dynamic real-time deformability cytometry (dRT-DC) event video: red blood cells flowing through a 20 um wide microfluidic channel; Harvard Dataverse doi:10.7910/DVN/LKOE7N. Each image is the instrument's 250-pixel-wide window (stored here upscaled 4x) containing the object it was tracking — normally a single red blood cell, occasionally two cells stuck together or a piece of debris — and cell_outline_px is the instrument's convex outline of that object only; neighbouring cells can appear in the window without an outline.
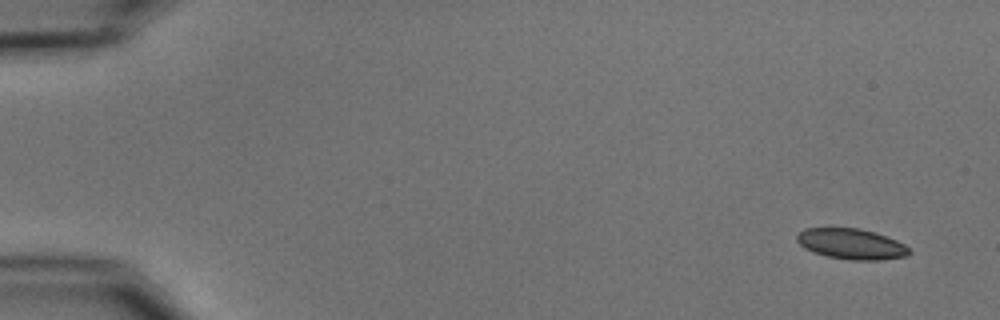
{"species": "common noctule bat (a hibernating species)", "species_latin": "Nyctalus noctula", "temperature_condition": "cold", "stored_images_in_passage": 53, "camera_frame_rate_fps": 3000, "um_per_image_px": 0.085, "animal": {"sex": "male", "body_mass_g": 15.6}, "frame": {"image": 1, "passage_image": 1, "time_ms": 0.0, "image_size_px": [1000, 320], "cell_outline_px": [[912, 252], [908, 256], [880, 260], [848, 260], [824, 256], [804, 248], [796, 240], [796, 236], [804, 228], [860, 228], [896, 240], [904, 244]], "centroid_in_image_um": [72.35, 20.75], "position_along_channel_um": 12.6, "area_um2": 20.06}}
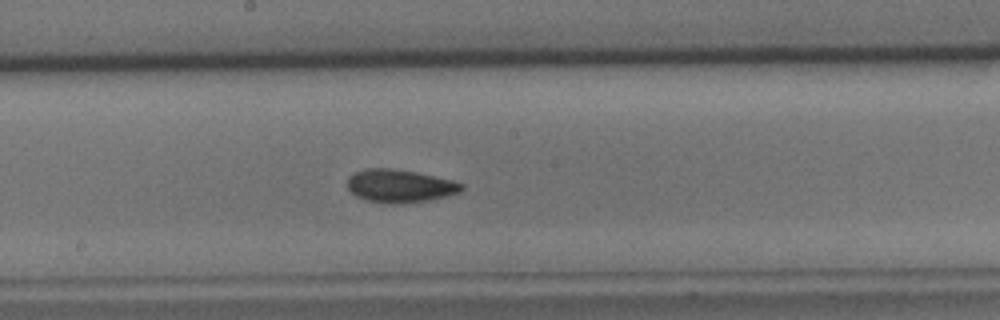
{"frame": {"image": 2, "passage_image": 28, "time_ms": 9.0, "image_size_px": [1000, 320], "cell_outline_px": [[464, 188], [460, 192], [448, 196], [428, 200], [404, 204], [380, 204], [356, 196], [348, 188], [348, 176], [364, 168], [392, 168], [416, 172], [452, 180], [464, 184]], "centroid_in_image_um": [33.99, 15.82], "position_along_channel_um": 214.2, "area_um2": 22.2}}
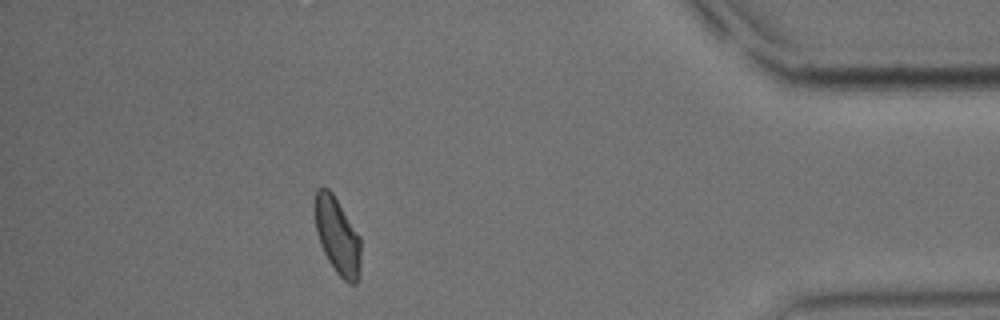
{"frame": {"image": 3, "passage_image": 47, "time_ms": 15.333, "image_size_px": [1000, 320], "cell_outline_px": [[360, 276], [356, 284], [348, 284], [336, 272], [328, 260], [320, 244], [316, 232], [316, 188], [328, 188], [332, 192], [360, 236]], "centroid_in_image_um": [28.71, 20.1], "position_along_channel_um": 406.5, "area_um2": 20.35}, "authors_computed_cell_mechanics": {"area_um2": 20.9236, "velocity_mm_per_s": 3.6998, "shape_relaxation_time_tau1_ms": 4.2476, "shape_relaxation_time_tau2_ms": 2.9381, "deformation_change_tau1": 0.1147, "deformation_change_tau2": 0.0901}}